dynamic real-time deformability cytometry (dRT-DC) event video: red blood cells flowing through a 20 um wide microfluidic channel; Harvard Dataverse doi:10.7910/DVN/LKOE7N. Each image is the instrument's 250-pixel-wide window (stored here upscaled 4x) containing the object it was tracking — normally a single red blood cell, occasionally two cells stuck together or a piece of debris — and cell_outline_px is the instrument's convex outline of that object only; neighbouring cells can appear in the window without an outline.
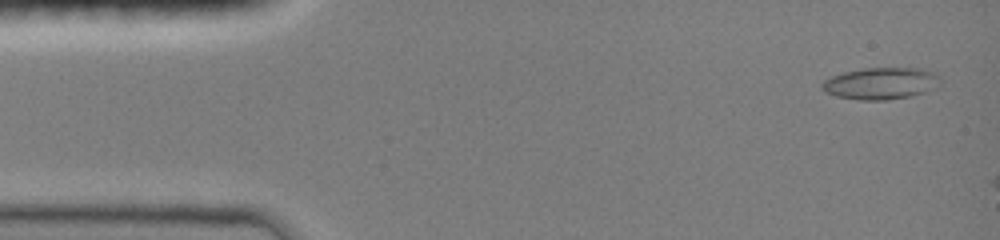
{"species": "common noctule bat (a hibernating species)", "species_latin": "Nyctalus noctula", "temperature_condition": "room temperature", "stored_images_in_passage": 4, "camera_frame_rate_fps": 3000, "um_per_image_px": 0.085, "animal": {"sex": "female", "body_mass_g": 19.0, "forearm_length_mm": 51.5}, "frame": {"image": 1, "passage_image": 1, "time_ms": 0.0, "image_size_px": [1000, 240], "cell_outline_px": [[940, 88], [908, 96], [888, 100], [860, 100], [836, 96], [824, 92], [820, 88], [820, 84], [824, 80], [832, 76], [844, 72], [864, 68], [924, 68], [936, 72], [940, 76]], "centroid_in_image_um": [74.91, 7.08], "position_along_channel_um": 10.1, "area_um2": 22.31}}